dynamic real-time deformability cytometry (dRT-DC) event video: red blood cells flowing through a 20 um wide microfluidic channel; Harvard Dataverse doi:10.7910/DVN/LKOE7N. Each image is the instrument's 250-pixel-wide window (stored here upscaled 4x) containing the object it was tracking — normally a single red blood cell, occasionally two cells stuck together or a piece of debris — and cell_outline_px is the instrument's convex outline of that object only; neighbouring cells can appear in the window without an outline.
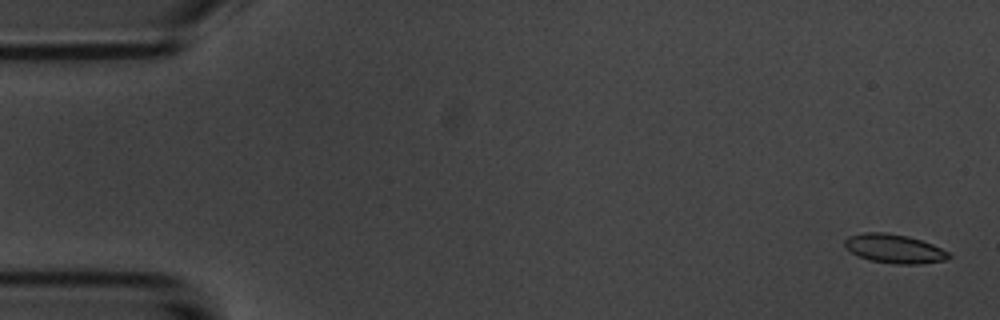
{"species": "common noctule bat (a hibernating species)", "species_latin": "Nyctalus noctula", "temperature_condition": "room temperature", "stored_images_in_passage": 5, "camera_frame_rate_fps": 3000, "um_per_image_px": 0.085, "animal": {"sex": "male", "body_mass_g": 20.1, "forearm_length_mm": 53.5}, "frame": {"image": 1, "passage_image": 1, "time_ms": 0.0, "image_size_px": [1000, 320], "cell_outline_px": [[952, 256], [944, 260], [920, 264], [896, 264], [872, 260], [860, 256], [852, 252], [844, 244], [844, 240], [848, 236], [864, 232], [884, 232], [908, 236], [932, 244], [948, 252]], "centroid_in_image_um": [76.02, 21.13], "position_along_channel_um": 9.0, "area_um2": 17.28}}
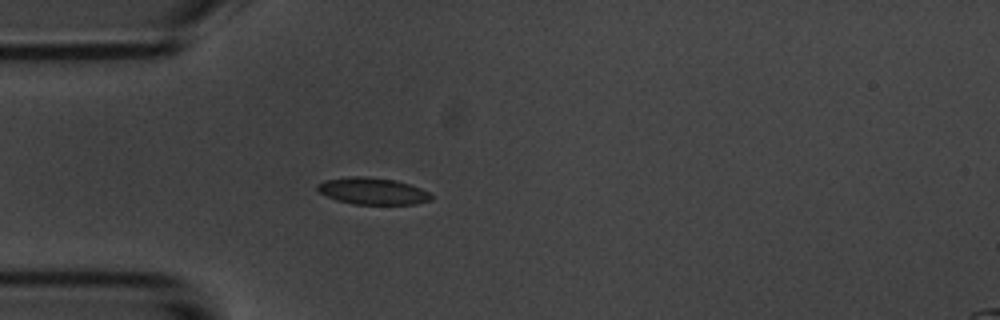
{"frame": {"image": 2, "passage_image": 5, "time_ms": 4.667, "image_size_px": [1000, 320], "cell_outline_px": [[432, 200], [416, 204], [352, 204], [336, 200], [320, 192], [316, 188], [316, 184], [324, 180], [352, 176], [364, 176], [396, 180], [420, 188], [428, 192], [432, 196]], "centroid_in_image_um": [31.66, 16.24], "position_along_channel_um": 53.3, "area_um2": 17.74}}